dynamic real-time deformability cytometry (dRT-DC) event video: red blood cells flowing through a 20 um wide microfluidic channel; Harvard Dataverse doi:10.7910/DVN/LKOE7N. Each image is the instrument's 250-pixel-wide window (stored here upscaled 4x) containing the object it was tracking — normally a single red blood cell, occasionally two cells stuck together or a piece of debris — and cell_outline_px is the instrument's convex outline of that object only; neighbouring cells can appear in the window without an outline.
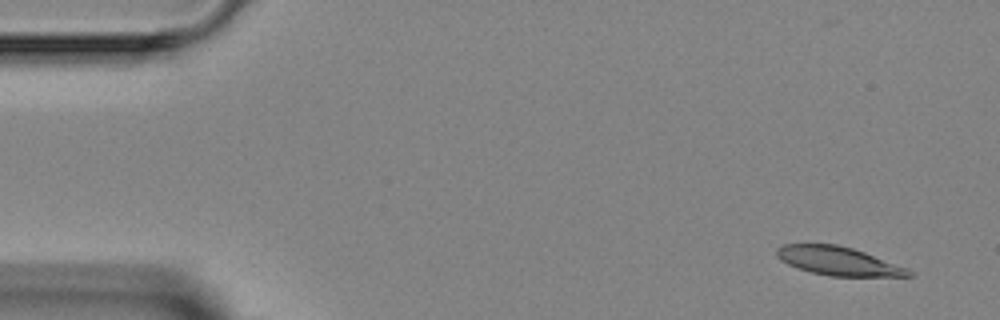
{"species": "Egyptian fruit bat (a non-hibernating species)", "species_latin": "Rousettus aegyptiacus", "temperature_condition": "room temperature", "stored_images_in_passage": 4, "camera_frame_rate_fps": 3000, "um_per_image_px": 0.085, "animal": {"sex": "female"}, "frame": {"image": 1, "passage_image": 1, "time_ms": 0.0, "image_size_px": [1000, 320], "cell_outline_px": [[916, 276], [828, 276], [812, 272], [788, 264], [780, 260], [776, 256], [776, 248], [784, 244], [836, 244], [852, 248], [864, 252], [908, 268]], "centroid_in_image_um": [71.25, 22.18], "position_along_channel_um": 13.7, "area_um2": 21.85}}